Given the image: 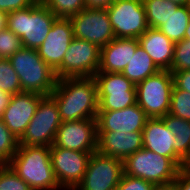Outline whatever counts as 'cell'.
Wrapping results in <instances>:
<instances>
[{
  "mask_svg": "<svg viewBox=\"0 0 190 190\" xmlns=\"http://www.w3.org/2000/svg\"><path fill=\"white\" fill-rule=\"evenodd\" d=\"M51 95L62 122L97 118L98 93L94 77L58 79Z\"/></svg>",
  "mask_w": 190,
  "mask_h": 190,
  "instance_id": "cell-1",
  "label": "cell"
},
{
  "mask_svg": "<svg viewBox=\"0 0 190 190\" xmlns=\"http://www.w3.org/2000/svg\"><path fill=\"white\" fill-rule=\"evenodd\" d=\"M9 165L33 190H63L52 168L49 146H18Z\"/></svg>",
  "mask_w": 190,
  "mask_h": 190,
  "instance_id": "cell-2",
  "label": "cell"
},
{
  "mask_svg": "<svg viewBox=\"0 0 190 190\" xmlns=\"http://www.w3.org/2000/svg\"><path fill=\"white\" fill-rule=\"evenodd\" d=\"M57 17L40 1L25 9L7 13L6 27L26 48L37 50L45 41Z\"/></svg>",
  "mask_w": 190,
  "mask_h": 190,
  "instance_id": "cell-3",
  "label": "cell"
},
{
  "mask_svg": "<svg viewBox=\"0 0 190 190\" xmlns=\"http://www.w3.org/2000/svg\"><path fill=\"white\" fill-rule=\"evenodd\" d=\"M23 92L51 95L57 77L53 69L38 55L37 50L23 47L9 58Z\"/></svg>",
  "mask_w": 190,
  "mask_h": 190,
  "instance_id": "cell-4",
  "label": "cell"
},
{
  "mask_svg": "<svg viewBox=\"0 0 190 190\" xmlns=\"http://www.w3.org/2000/svg\"><path fill=\"white\" fill-rule=\"evenodd\" d=\"M124 174L138 177L156 186L172 184L180 168L169 158L146 148L139 149L123 161Z\"/></svg>",
  "mask_w": 190,
  "mask_h": 190,
  "instance_id": "cell-5",
  "label": "cell"
},
{
  "mask_svg": "<svg viewBox=\"0 0 190 190\" xmlns=\"http://www.w3.org/2000/svg\"><path fill=\"white\" fill-rule=\"evenodd\" d=\"M174 86L169 70H160L136 85V103L148 118H162L170 109Z\"/></svg>",
  "mask_w": 190,
  "mask_h": 190,
  "instance_id": "cell-6",
  "label": "cell"
},
{
  "mask_svg": "<svg viewBox=\"0 0 190 190\" xmlns=\"http://www.w3.org/2000/svg\"><path fill=\"white\" fill-rule=\"evenodd\" d=\"M61 123L55 98L52 95L43 96L38 103L35 115L19 139V146L51 147Z\"/></svg>",
  "mask_w": 190,
  "mask_h": 190,
  "instance_id": "cell-7",
  "label": "cell"
},
{
  "mask_svg": "<svg viewBox=\"0 0 190 190\" xmlns=\"http://www.w3.org/2000/svg\"><path fill=\"white\" fill-rule=\"evenodd\" d=\"M98 111L121 110L136 104V85L122 73L97 72Z\"/></svg>",
  "mask_w": 190,
  "mask_h": 190,
  "instance_id": "cell-8",
  "label": "cell"
},
{
  "mask_svg": "<svg viewBox=\"0 0 190 190\" xmlns=\"http://www.w3.org/2000/svg\"><path fill=\"white\" fill-rule=\"evenodd\" d=\"M100 65V48L91 42L73 38L61 66L55 71L57 79L94 77Z\"/></svg>",
  "mask_w": 190,
  "mask_h": 190,
  "instance_id": "cell-9",
  "label": "cell"
},
{
  "mask_svg": "<svg viewBox=\"0 0 190 190\" xmlns=\"http://www.w3.org/2000/svg\"><path fill=\"white\" fill-rule=\"evenodd\" d=\"M107 13L115 38L138 39L149 28L142 0H115Z\"/></svg>",
  "mask_w": 190,
  "mask_h": 190,
  "instance_id": "cell-10",
  "label": "cell"
},
{
  "mask_svg": "<svg viewBox=\"0 0 190 190\" xmlns=\"http://www.w3.org/2000/svg\"><path fill=\"white\" fill-rule=\"evenodd\" d=\"M124 173L123 160L92 153L82 181L74 190H113Z\"/></svg>",
  "mask_w": 190,
  "mask_h": 190,
  "instance_id": "cell-11",
  "label": "cell"
},
{
  "mask_svg": "<svg viewBox=\"0 0 190 190\" xmlns=\"http://www.w3.org/2000/svg\"><path fill=\"white\" fill-rule=\"evenodd\" d=\"M74 38L96 44L99 48L115 39L107 9H88L69 17Z\"/></svg>",
  "mask_w": 190,
  "mask_h": 190,
  "instance_id": "cell-12",
  "label": "cell"
},
{
  "mask_svg": "<svg viewBox=\"0 0 190 190\" xmlns=\"http://www.w3.org/2000/svg\"><path fill=\"white\" fill-rule=\"evenodd\" d=\"M92 153L80 152L57 147H50L52 168L63 190H74L82 181Z\"/></svg>",
  "mask_w": 190,
  "mask_h": 190,
  "instance_id": "cell-13",
  "label": "cell"
},
{
  "mask_svg": "<svg viewBox=\"0 0 190 190\" xmlns=\"http://www.w3.org/2000/svg\"><path fill=\"white\" fill-rule=\"evenodd\" d=\"M97 120L82 119L62 122L54 145L64 149L95 153L97 151Z\"/></svg>",
  "mask_w": 190,
  "mask_h": 190,
  "instance_id": "cell-14",
  "label": "cell"
},
{
  "mask_svg": "<svg viewBox=\"0 0 190 190\" xmlns=\"http://www.w3.org/2000/svg\"><path fill=\"white\" fill-rule=\"evenodd\" d=\"M42 97L40 94L23 91L10 97L8 105L0 118L18 140L35 115Z\"/></svg>",
  "mask_w": 190,
  "mask_h": 190,
  "instance_id": "cell-15",
  "label": "cell"
},
{
  "mask_svg": "<svg viewBox=\"0 0 190 190\" xmlns=\"http://www.w3.org/2000/svg\"><path fill=\"white\" fill-rule=\"evenodd\" d=\"M73 28L69 18H57L45 41L37 49L38 55L55 72L62 63L65 52L73 40Z\"/></svg>",
  "mask_w": 190,
  "mask_h": 190,
  "instance_id": "cell-16",
  "label": "cell"
},
{
  "mask_svg": "<svg viewBox=\"0 0 190 190\" xmlns=\"http://www.w3.org/2000/svg\"><path fill=\"white\" fill-rule=\"evenodd\" d=\"M148 117L136 103L121 110L98 111L97 130L116 132H142Z\"/></svg>",
  "mask_w": 190,
  "mask_h": 190,
  "instance_id": "cell-17",
  "label": "cell"
},
{
  "mask_svg": "<svg viewBox=\"0 0 190 190\" xmlns=\"http://www.w3.org/2000/svg\"><path fill=\"white\" fill-rule=\"evenodd\" d=\"M143 148L169 157L180 169L183 160L175 153V136L162 118H148L142 131Z\"/></svg>",
  "mask_w": 190,
  "mask_h": 190,
  "instance_id": "cell-18",
  "label": "cell"
},
{
  "mask_svg": "<svg viewBox=\"0 0 190 190\" xmlns=\"http://www.w3.org/2000/svg\"><path fill=\"white\" fill-rule=\"evenodd\" d=\"M143 148L142 132L98 131L97 152L125 160Z\"/></svg>",
  "mask_w": 190,
  "mask_h": 190,
  "instance_id": "cell-19",
  "label": "cell"
},
{
  "mask_svg": "<svg viewBox=\"0 0 190 190\" xmlns=\"http://www.w3.org/2000/svg\"><path fill=\"white\" fill-rule=\"evenodd\" d=\"M139 45L138 39L115 38L100 48L98 72L122 73Z\"/></svg>",
  "mask_w": 190,
  "mask_h": 190,
  "instance_id": "cell-20",
  "label": "cell"
},
{
  "mask_svg": "<svg viewBox=\"0 0 190 190\" xmlns=\"http://www.w3.org/2000/svg\"><path fill=\"white\" fill-rule=\"evenodd\" d=\"M139 45L149 54L160 70H170L174 43L160 30L148 28L139 38Z\"/></svg>",
  "mask_w": 190,
  "mask_h": 190,
  "instance_id": "cell-21",
  "label": "cell"
},
{
  "mask_svg": "<svg viewBox=\"0 0 190 190\" xmlns=\"http://www.w3.org/2000/svg\"><path fill=\"white\" fill-rule=\"evenodd\" d=\"M160 69L153 62L149 54L138 45L136 52L124 68L122 74L134 85L145 80L147 77L158 73Z\"/></svg>",
  "mask_w": 190,
  "mask_h": 190,
  "instance_id": "cell-22",
  "label": "cell"
},
{
  "mask_svg": "<svg viewBox=\"0 0 190 190\" xmlns=\"http://www.w3.org/2000/svg\"><path fill=\"white\" fill-rule=\"evenodd\" d=\"M162 119L175 136V153L184 161L190 153V121L169 113Z\"/></svg>",
  "mask_w": 190,
  "mask_h": 190,
  "instance_id": "cell-23",
  "label": "cell"
},
{
  "mask_svg": "<svg viewBox=\"0 0 190 190\" xmlns=\"http://www.w3.org/2000/svg\"><path fill=\"white\" fill-rule=\"evenodd\" d=\"M190 19V9L186 5L178 6L175 12L166 20L160 30L174 44L184 39V34Z\"/></svg>",
  "mask_w": 190,
  "mask_h": 190,
  "instance_id": "cell-24",
  "label": "cell"
},
{
  "mask_svg": "<svg viewBox=\"0 0 190 190\" xmlns=\"http://www.w3.org/2000/svg\"><path fill=\"white\" fill-rule=\"evenodd\" d=\"M149 28L159 29L173 12L178 4L169 0H142Z\"/></svg>",
  "mask_w": 190,
  "mask_h": 190,
  "instance_id": "cell-25",
  "label": "cell"
},
{
  "mask_svg": "<svg viewBox=\"0 0 190 190\" xmlns=\"http://www.w3.org/2000/svg\"><path fill=\"white\" fill-rule=\"evenodd\" d=\"M0 91L11 96L22 92L19 77L9 58H0Z\"/></svg>",
  "mask_w": 190,
  "mask_h": 190,
  "instance_id": "cell-26",
  "label": "cell"
},
{
  "mask_svg": "<svg viewBox=\"0 0 190 190\" xmlns=\"http://www.w3.org/2000/svg\"><path fill=\"white\" fill-rule=\"evenodd\" d=\"M57 18H69L86 8L85 0H40Z\"/></svg>",
  "mask_w": 190,
  "mask_h": 190,
  "instance_id": "cell-27",
  "label": "cell"
},
{
  "mask_svg": "<svg viewBox=\"0 0 190 190\" xmlns=\"http://www.w3.org/2000/svg\"><path fill=\"white\" fill-rule=\"evenodd\" d=\"M19 140L0 118V165L9 164L18 150Z\"/></svg>",
  "mask_w": 190,
  "mask_h": 190,
  "instance_id": "cell-28",
  "label": "cell"
},
{
  "mask_svg": "<svg viewBox=\"0 0 190 190\" xmlns=\"http://www.w3.org/2000/svg\"><path fill=\"white\" fill-rule=\"evenodd\" d=\"M168 113L190 121V93L173 86Z\"/></svg>",
  "mask_w": 190,
  "mask_h": 190,
  "instance_id": "cell-29",
  "label": "cell"
},
{
  "mask_svg": "<svg viewBox=\"0 0 190 190\" xmlns=\"http://www.w3.org/2000/svg\"><path fill=\"white\" fill-rule=\"evenodd\" d=\"M0 190H33L9 164L0 165Z\"/></svg>",
  "mask_w": 190,
  "mask_h": 190,
  "instance_id": "cell-30",
  "label": "cell"
},
{
  "mask_svg": "<svg viewBox=\"0 0 190 190\" xmlns=\"http://www.w3.org/2000/svg\"><path fill=\"white\" fill-rule=\"evenodd\" d=\"M190 70V40L183 39L174 44L170 72Z\"/></svg>",
  "mask_w": 190,
  "mask_h": 190,
  "instance_id": "cell-31",
  "label": "cell"
},
{
  "mask_svg": "<svg viewBox=\"0 0 190 190\" xmlns=\"http://www.w3.org/2000/svg\"><path fill=\"white\" fill-rule=\"evenodd\" d=\"M23 47L22 40L7 27L0 30V58H10Z\"/></svg>",
  "mask_w": 190,
  "mask_h": 190,
  "instance_id": "cell-32",
  "label": "cell"
},
{
  "mask_svg": "<svg viewBox=\"0 0 190 190\" xmlns=\"http://www.w3.org/2000/svg\"><path fill=\"white\" fill-rule=\"evenodd\" d=\"M155 184L145 181L144 179L128 176L123 173L117 188L119 190H154Z\"/></svg>",
  "mask_w": 190,
  "mask_h": 190,
  "instance_id": "cell-33",
  "label": "cell"
},
{
  "mask_svg": "<svg viewBox=\"0 0 190 190\" xmlns=\"http://www.w3.org/2000/svg\"><path fill=\"white\" fill-rule=\"evenodd\" d=\"M37 0H0V11L9 13L32 6Z\"/></svg>",
  "mask_w": 190,
  "mask_h": 190,
  "instance_id": "cell-34",
  "label": "cell"
},
{
  "mask_svg": "<svg viewBox=\"0 0 190 190\" xmlns=\"http://www.w3.org/2000/svg\"><path fill=\"white\" fill-rule=\"evenodd\" d=\"M174 86L190 93V70L171 72Z\"/></svg>",
  "mask_w": 190,
  "mask_h": 190,
  "instance_id": "cell-35",
  "label": "cell"
},
{
  "mask_svg": "<svg viewBox=\"0 0 190 190\" xmlns=\"http://www.w3.org/2000/svg\"><path fill=\"white\" fill-rule=\"evenodd\" d=\"M173 184L176 190H190V171L180 169Z\"/></svg>",
  "mask_w": 190,
  "mask_h": 190,
  "instance_id": "cell-36",
  "label": "cell"
},
{
  "mask_svg": "<svg viewBox=\"0 0 190 190\" xmlns=\"http://www.w3.org/2000/svg\"><path fill=\"white\" fill-rule=\"evenodd\" d=\"M113 2V0H85L88 9H107Z\"/></svg>",
  "mask_w": 190,
  "mask_h": 190,
  "instance_id": "cell-37",
  "label": "cell"
},
{
  "mask_svg": "<svg viewBox=\"0 0 190 190\" xmlns=\"http://www.w3.org/2000/svg\"><path fill=\"white\" fill-rule=\"evenodd\" d=\"M10 97L11 95L0 91V117L4 109L7 107Z\"/></svg>",
  "mask_w": 190,
  "mask_h": 190,
  "instance_id": "cell-38",
  "label": "cell"
},
{
  "mask_svg": "<svg viewBox=\"0 0 190 190\" xmlns=\"http://www.w3.org/2000/svg\"><path fill=\"white\" fill-rule=\"evenodd\" d=\"M7 13L0 11V30L6 27Z\"/></svg>",
  "mask_w": 190,
  "mask_h": 190,
  "instance_id": "cell-39",
  "label": "cell"
},
{
  "mask_svg": "<svg viewBox=\"0 0 190 190\" xmlns=\"http://www.w3.org/2000/svg\"><path fill=\"white\" fill-rule=\"evenodd\" d=\"M154 190H176V187L172 183V184H168V185H159V186H156Z\"/></svg>",
  "mask_w": 190,
  "mask_h": 190,
  "instance_id": "cell-40",
  "label": "cell"
},
{
  "mask_svg": "<svg viewBox=\"0 0 190 190\" xmlns=\"http://www.w3.org/2000/svg\"><path fill=\"white\" fill-rule=\"evenodd\" d=\"M182 169L190 171V153L187 158L183 161Z\"/></svg>",
  "mask_w": 190,
  "mask_h": 190,
  "instance_id": "cell-41",
  "label": "cell"
},
{
  "mask_svg": "<svg viewBox=\"0 0 190 190\" xmlns=\"http://www.w3.org/2000/svg\"><path fill=\"white\" fill-rule=\"evenodd\" d=\"M184 39L190 40V19H189L188 26L184 34Z\"/></svg>",
  "mask_w": 190,
  "mask_h": 190,
  "instance_id": "cell-42",
  "label": "cell"
},
{
  "mask_svg": "<svg viewBox=\"0 0 190 190\" xmlns=\"http://www.w3.org/2000/svg\"><path fill=\"white\" fill-rule=\"evenodd\" d=\"M169 1H171V2H173V3H176V4H178L179 6H181V5H186V3H187V0H169Z\"/></svg>",
  "mask_w": 190,
  "mask_h": 190,
  "instance_id": "cell-43",
  "label": "cell"
},
{
  "mask_svg": "<svg viewBox=\"0 0 190 190\" xmlns=\"http://www.w3.org/2000/svg\"><path fill=\"white\" fill-rule=\"evenodd\" d=\"M186 6L190 9V0H187Z\"/></svg>",
  "mask_w": 190,
  "mask_h": 190,
  "instance_id": "cell-44",
  "label": "cell"
}]
</instances>
